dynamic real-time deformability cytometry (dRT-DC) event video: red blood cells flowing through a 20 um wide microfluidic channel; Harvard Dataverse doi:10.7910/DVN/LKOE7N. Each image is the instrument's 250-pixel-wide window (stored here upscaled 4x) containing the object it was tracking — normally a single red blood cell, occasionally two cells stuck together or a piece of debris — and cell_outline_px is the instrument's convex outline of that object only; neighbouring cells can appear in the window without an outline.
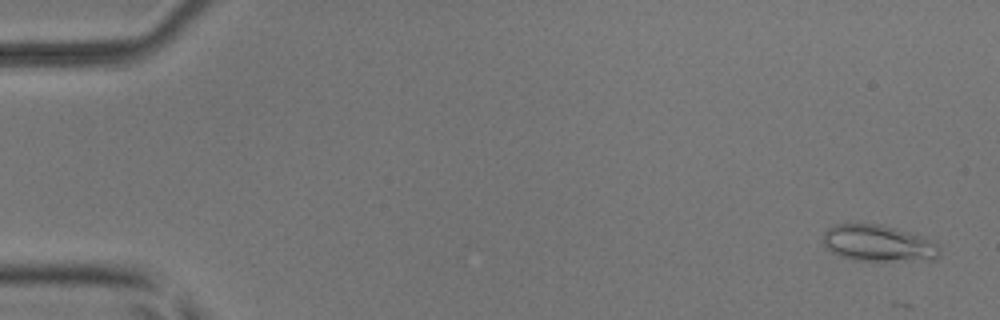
{"species": "common noctule bat (a hibernating species)", "species_latin": "Nyctalus noctula", "temperature_condition": "room temperature", "stored_images_in_passage": 5, "camera_frame_rate_fps": 3000, "um_per_image_px": 0.085, "animal": {"sex": "male", "body_mass_g": 17.9, "forearm_length_mm": 54.2}, "frame": {"image": 1, "passage_image": 2, "time_ms": 0.333, "image_size_px": [1000, 320], "cell_outline_px": [[940, 252], [936, 260], [852, 260], [840, 256], [832, 252], [824, 244], [824, 232], [832, 224], [880, 224], [896, 228], [924, 236], [940, 244]], "centroid_in_image_um": [74.7, 20.67], "position_along_channel_um": 10.3, "area_um2": 24.91}}